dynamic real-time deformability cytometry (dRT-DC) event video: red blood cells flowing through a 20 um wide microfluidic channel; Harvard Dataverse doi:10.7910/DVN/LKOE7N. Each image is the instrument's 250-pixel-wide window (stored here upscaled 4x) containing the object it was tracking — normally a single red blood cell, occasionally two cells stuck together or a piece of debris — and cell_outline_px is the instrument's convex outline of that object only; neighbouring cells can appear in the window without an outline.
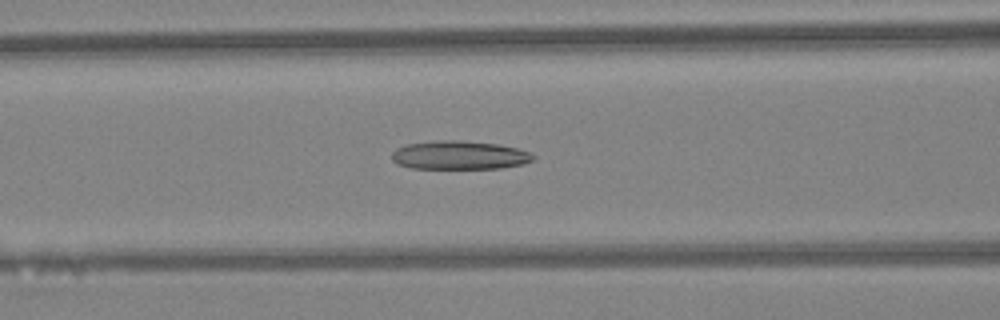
{"species": "Egyptian fruit bat (a non-hibernating species)", "species_latin": "Rousettus aegyptiacus", "temperature_condition": "warm", "stored_images_in_passage": 29, "camera_frame_rate_fps": 3000, "um_per_image_px": 0.085, "animal": {"sex": "female"}, "frame": {"image": 1, "passage_image": 8, "time_ms": 2.333, "image_size_px": [1000, 320], "cell_outline_px": [[536, 156], [532, 160], [524, 164], [500, 168], [412, 168], [396, 164], [392, 160], [392, 152], [396, 148], [408, 144], [440, 140], [452, 140], [500, 144], [516, 148], [528, 152]], "centroid_in_image_um": [39.04, 13.19], "position_along_channel_um": 127.6, "area_um2": 23.41}}
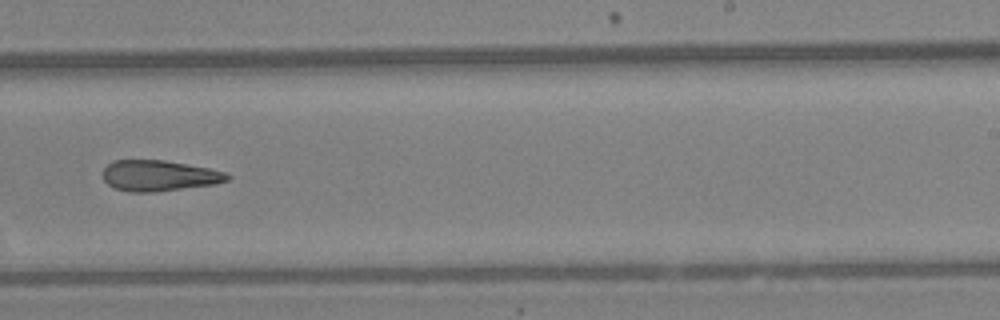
{"frame": {"image": 2, "passage_image": 18, "time_ms": 5.667, "image_size_px": [1000, 320], "cell_outline_px": [[232, 176], [228, 180], [216, 184], [152, 192], [128, 192], [116, 188], [108, 184], [104, 180], [104, 168], [112, 160], [164, 160], [208, 168], [224, 172]], "centroid_in_image_um": [13.52, 14.93], "position_along_channel_um": 275.5, "area_um2": 22.2}}
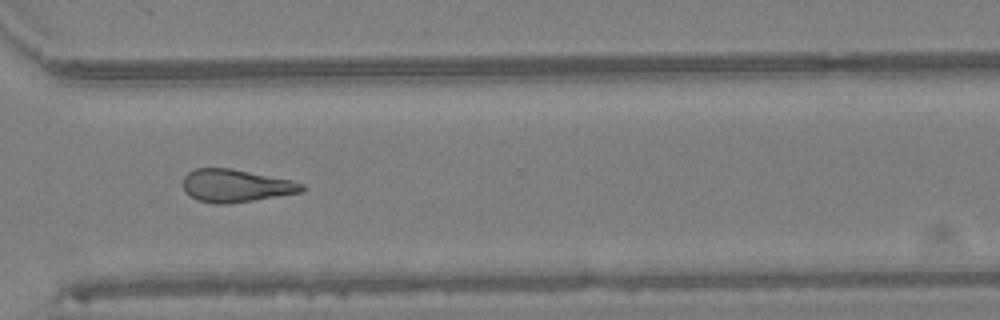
{"frame": {"image": 3, "passage_image": 23, "time_ms": 7.333, "image_size_px": [1000, 320], "cell_outline_px": [[308, 188], [300, 192], [228, 204], [216, 204], [196, 200], [184, 192], [184, 176], [188, 172], [196, 168], [232, 168], [292, 180], [304, 184]], "centroid_in_image_um": [20.03, 15.78], "position_along_channel_um": 350.6, "area_um2": 22.72}}